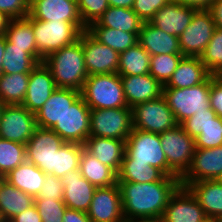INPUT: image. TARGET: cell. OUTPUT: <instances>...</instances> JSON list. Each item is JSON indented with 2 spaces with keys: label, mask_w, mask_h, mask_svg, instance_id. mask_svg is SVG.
<instances>
[{
  "label": "cell",
  "mask_w": 222,
  "mask_h": 222,
  "mask_svg": "<svg viewBox=\"0 0 222 222\" xmlns=\"http://www.w3.org/2000/svg\"><path fill=\"white\" fill-rule=\"evenodd\" d=\"M125 221L161 219L170 196L180 186L178 177L150 183L117 182Z\"/></svg>",
  "instance_id": "cell-1"
},
{
  "label": "cell",
  "mask_w": 222,
  "mask_h": 222,
  "mask_svg": "<svg viewBox=\"0 0 222 222\" xmlns=\"http://www.w3.org/2000/svg\"><path fill=\"white\" fill-rule=\"evenodd\" d=\"M43 63L50 69L58 88L75 89L81 92L88 73L80 40L52 52L43 60Z\"/></svg>",
  "instance_id": "cell-2"
},
{
  "label": "cell",
  "mask_w": 222,
  "mask_h": 222,
  "mask_svg": "<svg viewBox=\"0 0 222 222\" xmlns=\"http://www.w3.org/2000/svg\"><path fill=\"white\" fill-rule=\"evenodd\" d=\"M81 96L90 109L128 107L118 73L88 76L81 90Z\"/></svg>",
  "instance_id": "cell-3"
},
{
  "label": "cell",
  "mask_w": 222,
  "mask_h": 222,
  "mask_svg": "<svg viewBox=\"0 0 222 222\" xmlns=\"http://www.w3.org/2000/svg\"><path fill=\"white\" fill-rule=\"evenodd\" d=\"M162 150L168 163V176L179 179L187 172L195 153V139L180 124L160 133Z\"/></svg>",
  "instance_id": "cell-4"
},
{
  "label": "cell",
  "mask_w": 222,
  "mask_h": 222,
  "mask_svg": "<svg viewBox=\"0 0 222 222\" xmlns=\"http://www.w3.org/2000/svg\"><path fill=\"white\" fill-rule=\"evenodd\" d=\"M32 28L39 52V63L52 52L79 40L81 31L67 21H41L32 18Z\"/></svg>",
  "instance_id": "cell-5"
},
{
  "label": "cell",
  "mask_w": 222,
  "mask_h": 222,
  "mask_svg": "<svg viewBox=\"0 0 222 222\" xmlns=\"http://www.w3.org/2000/svg\"><path fill=\"white\" fill-rule=\"evenodd\" d=\"M211 75L201 84L190 88H163V97L180 124L196 112L210 107Z\"/></svg>",
  "instance_id": "cell-6"
},
{
  "label": "cell",
  "mask_w": 222,
  "mask_h": 222,
  "mask_svg": "<svg viewBox=\"0 0 222 222\" xmlns=\"http://www.w3.org/2000/svg\"><path fill=\"white\" fill-rule=\"evenodd\" d=\"M132 130L130 107L90 109L89 136L126 141Z\"/></svg>",
  "instance_id": "cell-7"
},
{
  "label": "cell",
  "mask_w": 222,
  "mask_h": 222,
  "mask_svg": "<svg viewBox=\"0 0 222 222\" xmlns=\"http://www.w3.org/2000/svg\"><path fill=\"white\" fill-rule=\"evenodd\" d=\"M131 111L134 129L160 134L178 125L163 95L139 103Z\"/></svg>",
  "instance_id": "cell-8"
},
{
  "label": "cell",
  "mask_w": 222,
  "mask_h": 222,
  "mask_svg": "<svg viewBox=\"0 0 222 222\" xmlns=\"http://www.w3.org/2000/svg\"><path fill=\"white\" fill-rule=\"evenodd\" d=\"M125 153L135 162L151 165L168 176V163L162 150L160 134L133 128L126 139Z\"/></svg>",
  "instance_id": "cell-9"
},
{
  "label": "cell",
  "mask_w": 222,
  "mask_h": 222,
  "mask_svg": "<svg viewBox=\"0 0 222 222\" xmlns=\"http://www.w3.org/2000/svg\"><path fill=\"white\" fill-rule=\"evenodd\" d=\"M216 29L209 10H196L191 23L179 36L183 56L200 57Z\"/></svg>",
  "instance_id": "cell-10"
},
{
  "label": "cell",
  "mask_w": 222,
  "mask_h": 222,
  "mask_svg": "<svg viewBox=\"0 0 222 222\" xmlns=\"http://www.w3.org/2000/svg\"><path fill=\"white\" fill-rule=\"evenodd\" d=\"M65 141L53 130L37 127L26 145V161L53 175L55 152Z\"/></svg>",
  "instance_id": "cell-11"
},
{
  "label": "cell",
  "mask_w": 222,
  "mask_h": 222,
  "mask_svg": "<svg viewBox=\"0 0 222 222\" xmlns=\"http://www.w3.org/2000/svg\"><path fill=\"white\" fill-rule=\"evenodd\" d=\"M65 142L85 144L90 133V107L80 96L51 128Z\"/></svg>",
  "instance_id": "cell-12"
},
{
  "label": "cell",
  "mask_w": 222,
  "mask_h": 222,
  "mask_svg": "<svg viewBox=\"0 0 222 222\" xmlns=\"http://www.w3.org/2000/svg\"><path fill=\"white\" fill-rule=\"evenodd\" d=\"M37 128L35 114L23 105H5L0 116V138L26 144Z\"/></svg>",
  "instance_id": "cell-13"
},
{
  "label": "cell",
  "mask_w": 222,
  "mask_h": 222,
  "mask_svg": "<svg viewBox=\"0 0 222 222\" xmlns=\"http://www.w3.org/2000/svg\"><path fill=\"white\" fill-rule=\"evenodd\" d=\"M82 43L85 67L88 76L117 73L119 53L100 43L87 30L79 36Z\"/></svg>",
  "instance_id": "cell-14"
},
{
  "label": "cell",
  "mask_w": 222,
  "mask_h": 222,
  "mask_svg": "<svg viewBox=\"0 0 222 222\" xmlns=\"http://www.w3.org/2000/svg\"><path fill=\"white\" fill-rule=\"evenodd\" d=\"M28 17L41 21H67L81 32L87 30L79 15L77 0H30Z\"/></svg>",
  "instance_id": "cell-15"
},
{
  "label": "cell",
  "mask_w": 222,
  "mask_h": 222,
  "mask_svg": "<svg viewBox=\"0 0 222 222\" xmlns=\"http://www.w3.org/2000/svg\"><path fill=\"white\" fill-rule=\"evenodd\" d=\"M222 172V146L196 148L191 165L180 178V186L202 180H214Z\"/></svg>",
  "instance_id": "cell-16"
},
{
  "label": "cell",
  "mask_w": 222,
  "mask_h": 222,
  "mask_svg": "<svg viewBox=\"0 0 222 222\" xmlns=\"http://www.w3.org/2000/svg\"><path fill=\"white\" fill-rule=\"evenodd\" d=\"M160 220L162 222H206L208 217L192 193L186 187L179 186L170 196Z\"/></svg>",
  "instance_id": "cell-17"
},
{
  "label": "cell",
  "mask_w": 222,
  "mask_h": 222,
  "mask_svg": "<svg viewBox=\"0 0 222 222\" xmlns=\"http://www.w3.org/2000/svg\"><path fill=\"white\" fill-rule=\"evenodd\" d=\"M87 214L91 222H125L118 184L97 187Z\"/></svg>",
  "instance_id": "cell-18"
},
{
  "label": "cell",
  "mask_w": 222,
  "mask_h": 222,
  "mask_svg": "<svg viewBox=\"0 0 222 222\" xmlns=\"http://www.w3.org/2000/svg\"><path fill=\"white\" fill-rule=\"evenodd\" d=\"M56 88L50 69L41 62L30 72L27 92L22 105L35 114Z\"/></svg>",
  "instance_id": "cell-19"
},
{
  "label": "cell",
  "mask_w": 222,
  "mask_h": 222,
  "mask_svg": "<svg viewBox=\"0 0 222 222\" xmlns=\"http://www.w3.org/2000/svg\"><path fill=\"white\" fill-rule=\"evenodd\" d=\"M80 96L81 92L78 90L57 87L35 113L37 127L51 129Z\"/></svg>",
  "instance_id": "cell-20"
},
{
  "label": "cell",
  "mask_w": 222,
  "mask_h": 222,
  "mask_svg": "<svg viewBox=\"0 0 222 222\" xmlns=\"http://www.w3.org/2000/svg\"><path fill=\"white\" fill-rule=\"evenodd\" d=\"M64 186L63 201L67 208L88 212L96 186L85 179L80 170H73L61 178Z\"/></svg>",
  "instance_id": "cell-21"
},
{
  "label": "cell",
  "mask_w": 222,
  "mask_h": 222,
  "mask_svg": "<svg viewBox=\"0 0 222 222\" xmlns=\"http://www.w3.org/2000/svg\"><path fill=\"white\" fill-rule=\"evenodd\" d=\"M195 11L194 8L170 0L149 22L167 34L179 37L191 23Z\"/></svg>",
  "instance_id": "cell-22"
},
{
  "label": "cell",
  "mask_w": 222,
  "mask_h": 222,
  "mask_svg": "<svg viewBox=\"0 0 222 222\" xmlns=\"http://www.w3.org/2000/svg\"><path fill=\"white\" fill-rule=\"evenodd\" d=\"M128 107L157 99L163 94V85L150 74L120 76Z\"/></svg>",
  "instance_id": "cell-23"
},
{
  "label": "cell",
  "mask_w": 222,
  "mask_h": 222,
  "mask_svg": "<svg viewBox=\"0 0 222 222\" xmlns=\"http://www.w3.org/2000/svg\"><path fill=\"white\" fill-rule=\"evenodd\" d=\"M186 188L196 198L208 219H222V183L214 180H202L189 183Z\"/></svg>",
  "instance_id": "cell-24"
},
{
  "label": "cell",
  "mask_w": 222,
  "mask_h": 222,
  "mask_svg": "<svg viewBox=\"0 0 222 222\" xmlns=\"http://www.w3.org/2000/svg\"><path fill=\"white\" fill-rule=\"evenodd\" d=\"M138 39V43L150 56L181 54L179 37L167 34L150 22H143Z\"/></svg>",
  "instance_id": "cell-25"
},
{
  "label": "cell",
  "mask_w": 222,
  "mask_h": 222,
  "mask_svg": "<svg viewBox=\"0 0 222 222\" xmlns=\"http://www.w3.org/2000/svg\"><path fill=\"white\" fill-rule=\"evenodd\" d=\"M210 75L200 57L183 56L163 88H190L203 83Z\"/></svg>",
  "instance_id": "cell-26"
},
{
  "label": "cell",
  "mask_w": 222,
  "mask_h": 222,
  "mask_svg": "<svg viewBox=\"0 0 222 222\" xmlns=\"http://www.w3.org/2000/svg\"><path fill=\"white\" fill-rule=\"evenodd\" d=\"M126 141L97 136H89L85 149L103 164L119 172L125 154Z\"/></svg>",
  "instance_id": "cell-27"
},
{
  "label": "cell",
  "mask_w": 222,
  "mask_h": 222,
  "mask_svg": "<svg viewBox=\"0 0 222 222\" xmlns=\"http://www.w3.org/2000/svg\"><path fill=\"white\" fill-rule=\"evenodd\" d=\"M34 197L17 189L0 177V218L9 222L15 215L34 204Z\"/></svg>",
  "instance_id": "cell-28"
},
{
  "label": "cell",
  "mask_w": 222,
  "mask_h": 222,
  "mask_svg": "<svg viewBox=\"0 0 222 222\" xmlns=\"http://www.w3.org/2000/svg\"><path fill=\"white\" fill-rule=\"evenodd\" d=\"M45 177L46 174L39 167L25 161L3 178L17 189L35 198L45 182Z\"/></svg>",
  "instance_id": "cell-29"
},
{
  "label": "cell",
  "mask_w": 222,
  "mask_h": 222,
  "mask_svg": "<svg viewBox=\"0 0 222 222\" xmlns=\"http://www.w3.org/2000/svg\"><path fill=\"white\" fill-rule=\"evenodd\" d=\"M79 170L81 175L96 187L117 184V173L83 148Z\"/></svg>",
  "instance_id": "cell-30"
},
{
  "label": "cell",
  "mask_w": 222,
  "mask_h": 222,
  "mask_svg": "<svg viewBox=\"0 0 222 222\" xmlns=\"http://www.w3.org/2000/svg\"><path fill=\"white\" fill-rule=\"evenodd\" d=\"M142 24L143 21L132 9L109 6L99 20L90 26H102L139 34Z\"/></svg>",
  "instance_id": "cell-31"
},
{
  "label": "cell",
  "mask_w": 222,
  "mask_h": 222,
  "mask_svg": "<svg viewBox=\"0 0 222 222\" xmlns=\"http://www.w3.org/2000/svg\"><path fill=\"white\" fill-rule=\"evenodd\" d=\"M4 37L13 47L25 48L39 62L36 40L32 28V18L10 19Z\"/></svg>",
  "instance_id": "cell-32"
},
{
  "label": "cell",
  "mask_w": 222,
  "mask_h": 222,
  "mask_svg": "<svg viewBox=\"0 0 222 222\" xmlns=\"http://www.w3.org/2000/svg\"><path fill=\"white\" fill-rule=\"evenodd\" d=\"M165 176L158 168L135 162L125 153L117 173V182L150 183L161 181Z\"/></svg>",
  "instance_id": "cell-33"
},
{
  "label": "cell",
  "mask_w": 222,
  "mask_h": 222,
  "mask_svg": "<svg viewBox=\"0 0 222 222\" xmlns=\"http://www.w3.org/2000/svg\"><path fill=\"white\" fill-rule=\"evenodd\" d=\"M149 72L150 54L139 43L119 54L117 73L120 76H139Z\"/></svg>",
  "instance_id": "cell-34"
},
{
  "label": "cell",
  "mask_w": 222,
  "mask_h": 222,
  "mask_svg": "<svg viewBox=\"0 0 222 222\" xmlns=\"http://www.w3.org/2000/svg\"><path fill=\"white\" fill-rule=\"evenodd\" d=\"M87 31L100 43L114 49L119 54L136 45L139 40V34L102 26H89Z\"/></svg>",
  "instance_id": "cell-35"
},
{
  "label": "cell",
  "mask_w": 222,
  "mask_h": 222,
  "mask_svg": "<svg viewBox=\"0 0 222 222\" xmlns=\"http://www.w3.org/2000/svg\"><path fill=\"white\" fill-rule=\"evenodd\" d=\"M30 74L13 73L0 76V99L5 105H22Z\"/></svg>",
  "instance_id": "cell-36"
},
{
  "label": "cell",
  "mask_w": 222,
  "mask_h": 222,
  "mask_svg": "<svg viewBox=\"0 0 222 222\" xmlns=\"http://www.w3.org/2000/svg\"><path fill=\"white\" fill-rule=\"evenodd\" d=\"M38 64L39 62L26 52L25 48L13 47V45L6 40L2 63L3 74H30Z\"/></svg>",
  "instance_id": "cell-37"
},
{
  "label": "cell",
  "mask_w": 222,
  "mask_h": 222,
  "mask_svg": "<svg viewBox=\"0 0 222 222\" xmlns=\"http://www.w3.org/2000/svg\"><path fill=\"white\" fill-rule=\"evenodd\" d=\"M84 145L65 142L55 152L53 175L62 178L66 173L78 170Z\"/></svg>",
  "instance_id": "cell-38"
},
{
  "label": "cell",
  "mask_w": 222,
  "mask_h": 222,
  "mask_svg": "<svg viewBox=\"0 0 222 222\" xmlns=\"http://www.w3.org/2000/svg\"><path fill=\"white\" fill-rule=\"evenodd\" d=\"M26 161V145L0 138V177Z\"/></svg>",
  "instance_id": "cell-39"
},
{
  "label": "cell",
  "mask_w": 222,
  "mask_h": 222,
  "mask_svg": "<svg viewBox=\"0 0 222 222\" xmlns=\"http://www.w3.org/2000/svg\"><path fill=\"white\" fill-rule=\"evenodd\" d=\"M182 54H161L150 56V72L156 80L165 85L180 62Z\"/></svg>",
  "instance_id": "cell-40"
},
{
  "label": "cell",
  "mask_w": 222,
  "mask_h": 222,
  "mask_svg": "<svg viewBox=\"0 0 222 222\" xmlns=\"http://www.w3.org/2000/svg\"><path fill=\"white\" fill-rule=\"evenodd\" d=\"M201 62L211 75H215L222 69V30L216 28L211 40L207 44Z\"/></svg>",
  "instance_id": "cell-41"
},
{
  "label": "cell",
  "mask_w": 222,
  "mask_h": 222,
  "mask_svg": "<svg viewBox=\"0 0 222 222\" xmlns=\"http://www.w3.org/2000/svg\"><path fill=\"white\" fill-rule=\"evenodd\" d=\"M34 204L42 222H63V216L67 209L63 200L35 198Z\"/></svg>",
  "instance_id": "cell-42"
},
{
  "label": "cell",
  "mask_w": 222,
  "mask_h": 222,
  "mask_svg": "<svg viewBox=\"0 0 222 222\" xmlns=\"http://www.w3.org/2000/svg\"><path fill=\"white\" fill-rule=\"evenodd\" d=\"M194 139L196 148L222 146V118L217 115Z\"/></svg>",
  "instance_id": "cell-43"
},
{
  "label": "cell",
  "mask_w": 222,
  "mask_h": 222,
  "mask_svg": "<svg viewBox=\"0 0 222 222\" xmlns=\"http://www.w3.org/2000/svg\"><path fill=\"white\" fill-rule=\"evenodd\" d=\"M77 6L83 25L88 28L99 20L110 5L108 0H77Z\"/></svg>",
  "instance_id": "cell-44"
},
{
  "label": "cell",
  "mask_w": 222,
  "mask_h": 222,
  "mask_svg": "<svg viewBox=\"0 0 222 222\" xmlns=\"http://www.w3.org/2000/svg\"><path fill=\"white\" fill-rule=\"evenodd\" d=\"M217 114L212 108H205V111L196 112L191 117L180 123L183 130L191 137L196 138Z\"/></svg>",
  "instance_id": "cell-45"
},
{
  "label": "cell",
  "mask_w": 222,
  "mask_h": 222,
  "mask_svg": "<svg viewBox=\"0 0 222 222\" xmlns=\"http://www.w3.org/2000/svg\"><path fill=\"white\" fill-rule=\"evenodd\" d=\"M30 0H0V11L9 19H23L29 15Z\"/></svg>",
  "instance_id": "cell-46"
},
{
  "label": "cell",
  "mask_w": 222,
  "mask_h": 222,
  "mask_svg": "<svg viewBox=\"0 0 222 222\" xmlns=\"http://www.w3.org/2000/svg\"><path fill=\"white\" fill-rule=\"evenodd\" d=\"M170 0H134L132 10L143 22H149L154 14Z\"/></svg>",
  "instance_id": "cell-47"
},
{
  "label": "cell",
  "mask_w": 222,
  "mask_h": 222,
  "mask_svg": "<svg viewBox=\"0 0 222 222\" xmlns=\"http://www.w3.org/2000/svg\"><path fill=\"white\" fill-rule=\"evenodd\" d=\"M64 186L61 178L46 174L45 182L35 198L59 199L63 200Z\"/></svg>",
  "instance_id": "cell-48"
},
{
  "label": "cell",
  "mask_w": 222,
  "mask_h": 222,
  "mask_svg": "<svg viewBox=\"0 0 222 222\" xmlns=\"http://www.w3.org/2000/svg\"><path fill=\"white\" fill-rule=\"evenodd\" d=\"M210 107L222 118V82L211 75Z\"/></svg>",
  "instance_id": "cell-49"
},
{
  "label": "cell",
  "mask_w": 222,
  "mask_h": 222,
  "mask_svg": "<svg viewBox=\"0 0 222 222\" xmlns=\"http://www.w3.org/2000/svg\"><path fill=\"white\" fill-rule=\"evenodd\" d=\"M9 222H42L41 216L33 204L31 207L27 208L23 212L15 215Z\"/></svg>",
  "instance_id": "cell-50"
},
{
  "label": "cell",
  "mask_w": 222,
  "mask_h": 222,
  "mask_svg": "<svg viewBox=\"0 0 222 222\" xmlns=\"http://www.w3.org/2000/svg\"><path fill=\"white\" fill-rule=\"evenodd\" d=\"M63 222H91V219L86 212L67 208L63 216Z\"/></svg>",
  "instance_id": "cell-51"
},
{
  "label": "cell",
  "mask_w": 222,
  "mask_h": 222,
  "mask_svg": "<svg viewBox=\"0 0 222 222\" xmlns=\"http://www.w3.org/2000/svg\"><path fill=\"white\" fill-rule=\"evenodd\" d=\"M208 10L214 19L216 28L222 30V0H215Z\"/></svg>",
  "instance_id": "cell-52"
},
{
  "label": "cell",
  "mask_w": 222,
  "mask_h": 222,
  "mask_svg": "<svg viewBox=\"0 0 222 222\" xmlns=\"http://www.w3.org/2000/svg\"><path fill=\"white\" fill-rule=\"evenodd\" d=\"M179 4L196 10H208L215 0H175Z\"/></svg>",
  "instance_id": "cell-53"
},
{
  "label": "cell",
  "mask_w": 222,
  "mask_h": 222,
  "mask_svg": "<svg viewBox=\"0 0 222 222\" xmlns=\"http://www.w3.org/2000/svg\"><path fill=\"white\" fill-rule=\"evenodd\" d=\"M111 7H124L132 9L134 0H108Z\"/></svg>",
  "instance_id": "cell-54"
},
{
  "label": "cell",
  "mask_w": 222,
  "mask_h": 222,
  "mask_svg": "<svg viewBox=\"0 0 222 222\" xmlns=\"http://www.w3.org/2000/svg\"><path fill=\"white\" fill-rule=\"evenodd\" d=\"M10 19L0 11V37L4 36Z\"/></svg>",
  "instance_id": "cell-55"
},
{
  "label": "cell",
  "mask_w": 222,
  "mask_h": 222,
  "mask_svg": "<svg viewBox=\"0 0 222 222\" xmlns=\"http://www.w3.org/2000/svg\"><path fill=\"white\" fill-rule=\"evenodd\" d=\"M6 48V38L4 36L0 37V76L3 74L2 63H3V55L5 53Z\"/></svg>",
  "instance_id": "cell-56"
},
{
  "label": "cell",
  "mask_w": 222,
  "mask_h": 222,
  "mask_svg": "<svg viewBox=\"0 0 222 222\" xmlns=\"http://www.w3.org/2000/svg\"><path fill=\"white\" fill-rule=\"evenodd\" d=\"M125 222H162L160 219L127 220Z\"/></svg>",
  "instance_id": "cell-57"
},
{
  "label": "cell",
  "mask_w": 222,
  "mask_h": 222,
  "mask_svg": "<svg viewBox=\"0 0 222 222\" xmlns=\"http://www.w3.org/2000/svg\"><path fill=\"white\" fill-rule=\"evenodd\" d=\"M215 77L222 82V69L215 74Z\"/></svg>",
  "instance_id": "cell-58"
},
{
  "label": "cell",
  "mask_w": 222,
  "mask_h": 222,
  "mask_svg": "<svg viewBox=\"0 0 222 222\" xmlns=\"http://www.w3.org/2000/svg\"><path fill=\"white\" fill-rule=\"evenodd\" d=\"M4 106H5V104L0 99V116H1V112H2V109L4 108Z\"/></svg>",
  "instance_id": "cell-59"
},
{
  "label": "cell",
  "mask_w": 222,
  "mask_h": 222,
  "mask_svg": "<svg viewBox=\"0 0 222 222\" xmlns=\"http://www.w3.org/2000/svg\"><path fill=\"white\" fill-rule=\"evenodd\" d=\"M218 182L222 183V172L221 174L218 176V178L216 179Z\"/></svg>",
  "instance_id": "cell-60"
},
{
  "label": "cell",
  "mask_w": 222,
  "mask_h": 222,
  "mask_svg": "<svg viewBox=\"0 0 222 222\" xmlns=\"http://www.w3.org/2000/svg\"><path fill=\"white\" fill-rule=\"evenodd\" d=\"M206 222H219L218 220L208 219Z\"/></svg>",
  "instance_id": "cell-61"
}]
</instances>
